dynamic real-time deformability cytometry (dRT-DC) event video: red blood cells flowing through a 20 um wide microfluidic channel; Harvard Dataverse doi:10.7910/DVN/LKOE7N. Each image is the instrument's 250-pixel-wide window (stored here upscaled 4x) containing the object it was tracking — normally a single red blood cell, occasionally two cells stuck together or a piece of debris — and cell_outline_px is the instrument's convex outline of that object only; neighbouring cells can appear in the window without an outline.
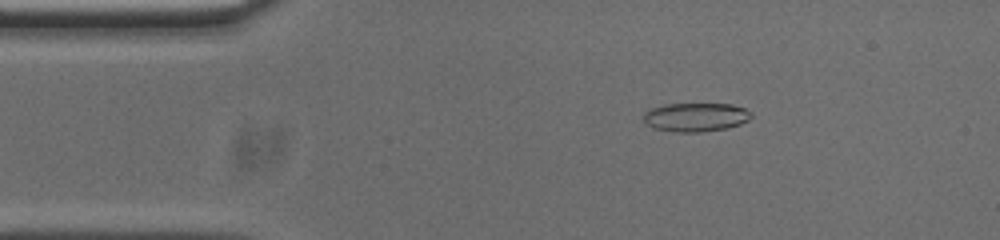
{"species": "common noctule bat (a hibernating species)", "species_latin": "Nyctalus noctula", "temperature_condition": "cold", "stored_images_in_passage": 53, "camera_frame_rate_fps": 3000, "um_per_image_px": 0.085, "animal": {"sex": "male", "body_mass_g": 20.0, "forearm_length_mm": 53.3}, "frame": {"image": 1, "passage_image": 8, "time_ms": 2.333, "image_size_px": [1000, 240], "cell_outline_px": [[752, 116], [748, 120], [740, 124], [728, 128], [700, 132], [676, 132], [652, 128], [644, 124], [644, 112], [652, 108], [664, 104], [732, 104], [744, 108], [752, 112]], "centroid_in_image_um": [59.12, 9.96], "position_along_channel_um": 25.9, "area_um2": 18.21}}
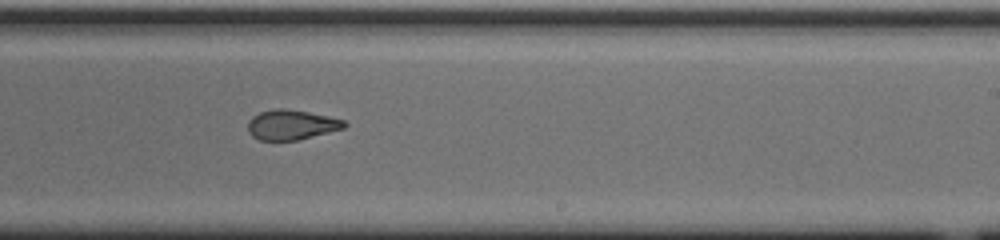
{"frame": {"image": 2, "passage_image": 31, "time_ms": 10.0, "image_size_px": [1000, 240], "cell_outline_px": [[348, 124], [344, 128], [296, 140], [260, 140], [252, 136], [248, 132], [248, 120], [252, 116], [260, 112], [276, 108], [284, 108], [308, 112], [328, 116], [344, 120]], "centroid_in_image_um": [24.74, 10.6], "position_along_channel_um": 264.3, "area_um2": 16.7}}
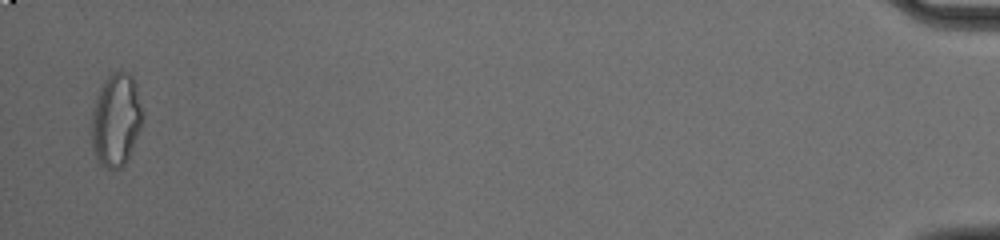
{"frame": {"image": 3, "passage_image": 52, "time_ms": 17.0, "image_size_px": [1000, 240], "cell_outline_px": [[144, 116], [140, 128], [128, 160], [120, 168], [108, 168], [100, 164], [96, 160], [92, 148], [92, 108], [96, 96], [104, 80], [112, 72], [124, 72], [132, 76], [136, 84]], "centroid_in_image_um": [9.86, 10.2], "position_along_channel_um": 425.3, "area_um2": 27.74}, "authors_computed_cell_mechanics": {"area_um2": 18.207, "velocity_mm_per_s": 3.7416, "shape_relaxation_time_tau1_ms": null, "shape_relaxation_time_tau2_ms": 2.2358, "deformation_change_tau1": null, "deformation_change_tau2": 0.0847}}